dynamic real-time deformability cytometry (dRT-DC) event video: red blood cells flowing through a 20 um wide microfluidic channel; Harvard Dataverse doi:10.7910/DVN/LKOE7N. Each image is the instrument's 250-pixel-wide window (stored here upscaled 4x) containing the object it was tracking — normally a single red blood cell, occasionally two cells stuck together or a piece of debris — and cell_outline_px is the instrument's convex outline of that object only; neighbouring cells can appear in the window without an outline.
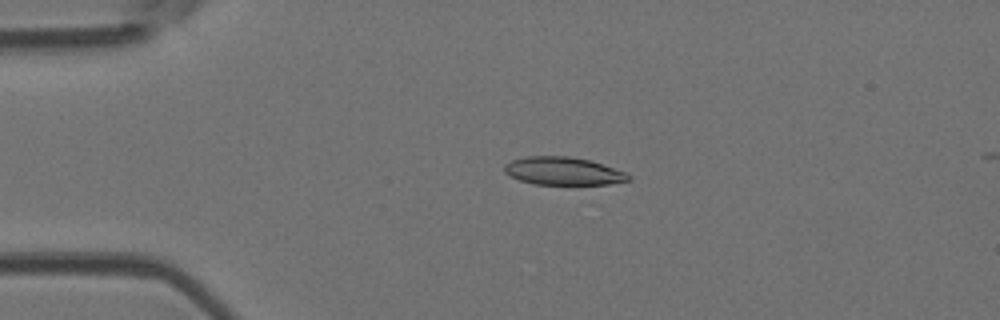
{"species": "Egyptian fruit bat (a non-hibernating species)", "species_latin": "Rousettus aegyptiacus", "temperature_condition": "room temperature", "stored_images_in_passage": 5, "camera_frame_rate_fps": 3000, "um_per_image_px": 0.085, "animal": {"sex": "female"}, "frame": {"image": 1, "passage_image": 4, "time_ms": 1.0, "image_size_px": [1000, 320], "cell_outline_px": [[632, 180], [608, 184], [536, 184], [520, 180], [508, 176], [504, 172], [504, 164], [512, 160], [524, 156], [568, 156], [588, 160], [628, 172], [632, 176]], "centroid_in_image_um": [47.88, 14.54], "position_along_channel_um": 37.1, "area_um2": 20.29}}